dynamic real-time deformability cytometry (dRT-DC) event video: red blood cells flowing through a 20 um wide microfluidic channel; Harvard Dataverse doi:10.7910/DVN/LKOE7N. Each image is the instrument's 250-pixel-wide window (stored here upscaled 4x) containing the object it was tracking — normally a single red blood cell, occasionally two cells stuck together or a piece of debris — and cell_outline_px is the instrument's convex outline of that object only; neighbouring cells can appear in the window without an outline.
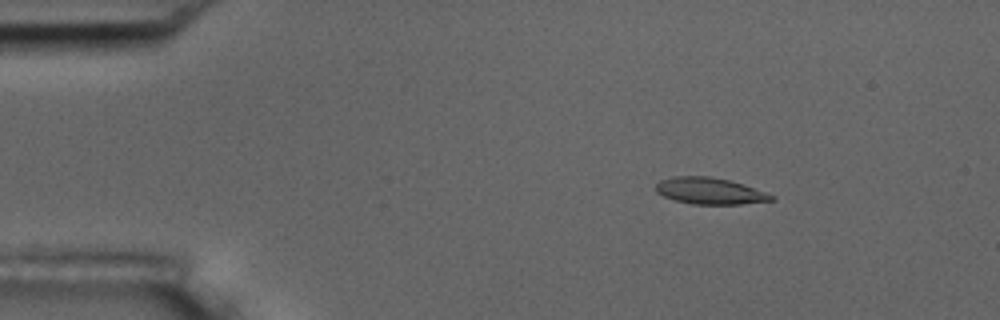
{"species": "common noctule bat (a hibernating species)", "species_latin": "Nyctalus noctula", "temperature_condition": "room temperature", "stored_images_in_passage": 5, "camera_frame_rate_fps": 3000, "um_per_image_px": 0.085, "animal": {"sex": "male", "body_mass_g": 17.5, "forearm_length_mm": 52.3}, "frame": {"image": 1, "passage_image": 3, "time_ms": 0.667, "image_size_px": [1000, 320], "cell_outline_px": [[776, 200], [740, 204], [692, 204], [676, 200], [664, 196], [656, 192], [656, 184], [660, 180], [672, 176], [712, 176], [744, 184], [776, 196]], "centroid_in_image_um": [60.35, 16.22], "position_along_channel_um": 24.6, "area_um2": 17.92}}